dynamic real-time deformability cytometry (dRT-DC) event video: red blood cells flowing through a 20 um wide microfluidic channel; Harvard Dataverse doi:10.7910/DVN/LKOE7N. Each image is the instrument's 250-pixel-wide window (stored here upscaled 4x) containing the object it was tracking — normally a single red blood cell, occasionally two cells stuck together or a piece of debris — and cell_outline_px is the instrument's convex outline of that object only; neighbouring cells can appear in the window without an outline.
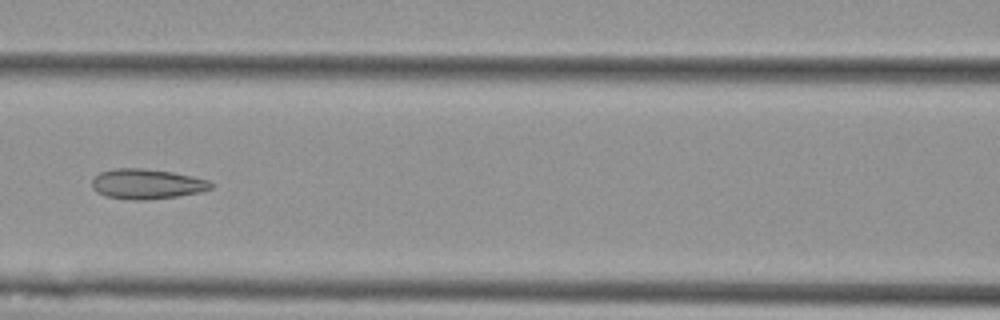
{"species": "Egyptian fruit bat (a non-hibernating species)", "species_latin": "Rousettus aegyptiacus", "temperature_condition": "cold", "stored_images_in_passage": 9, "camera_frame_rate_fps": 3000, "um_per_image_px": 0.085, "animal": {"sex": "female"}, "frame": {"image": 1, "passage_image": 6, "time_ms": 6.0, "image_size_px": [1000, 320], "cell_outline_px": [[212, 188], [200, 192], [176, 196], [144, 200], [132, 200], [108, 196], [96, 192], [92, 188], [92, 180], [100, 172], [116, 168], [144, 168], [172, 172], [192, 176], [208, 180], [212, 184]], "centroid_in_image_um": [12.47, 15.63], "position_along_channel_um": 154.1, "area_um2": 20.69}}
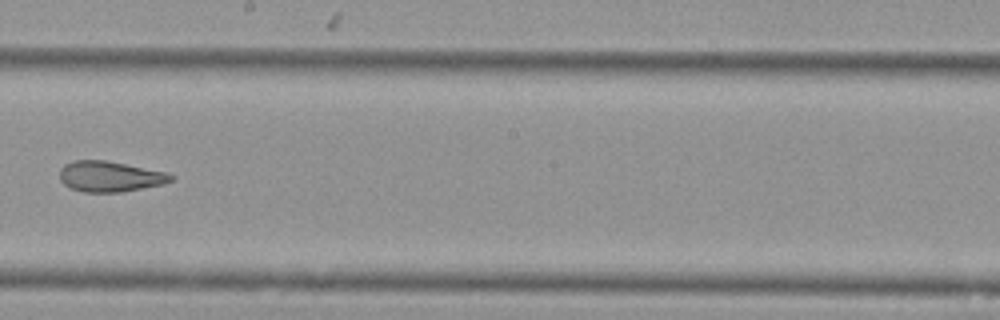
{"frame": {"image": 2, "passage_image": 8, "time_ms": 8.333, "image_size_px": [1000, 320], "cell_outline_px": [[176, 176], [172, 180], [164, 184], [120, 192], [84, 192], [72, 188], [64, 184], [60, 180], [60, 168], [64, 164], [72, 160], [104, 160], [164, 172]], "centroid_in_image_um": [9.31, 15.0], "position_along_channel_um": 238.9, "area_um2": 19.65}}
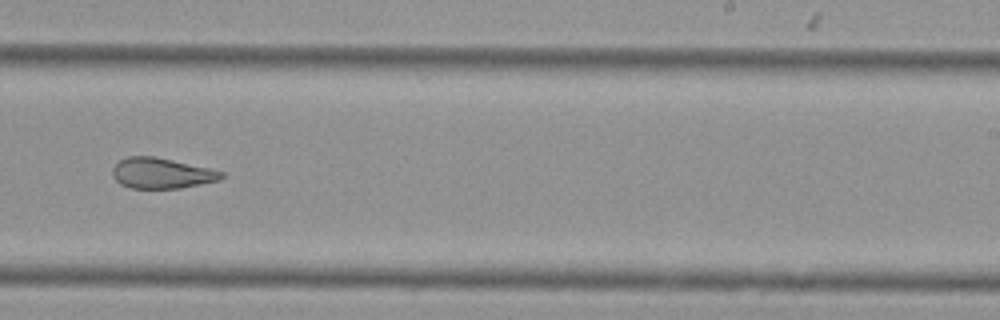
{"frame": {"image": 3, "passage_image": 9, "time_ms": 9.333, "image_size_px": [1000, 320], "cell_outline_px": [[224, 176], [220, 180], [180, 188], [132, 188], [120, 184], [112, 176], [112, 168], [120, 160], [128, 156], [152, 156], [172, 160], [208, 168], [224, 172]], "centroid_in_image_um": [13.71, 14.72], "position_along_channel_um": 275.3, "area_um2": 19.25}}